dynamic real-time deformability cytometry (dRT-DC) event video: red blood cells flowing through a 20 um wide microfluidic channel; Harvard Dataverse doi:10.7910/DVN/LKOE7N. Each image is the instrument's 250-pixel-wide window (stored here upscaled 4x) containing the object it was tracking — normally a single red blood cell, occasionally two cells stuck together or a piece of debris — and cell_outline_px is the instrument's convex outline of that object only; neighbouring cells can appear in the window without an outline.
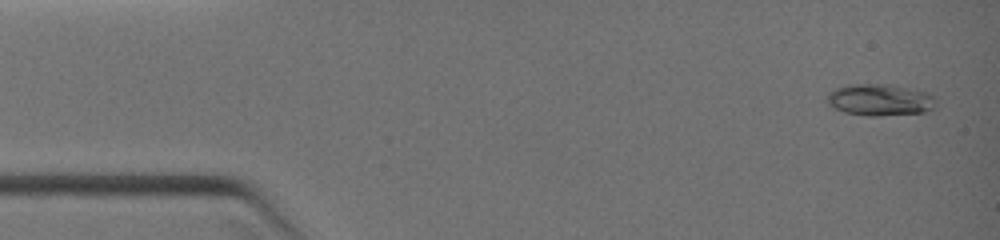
{"species": "common noctule bat (a hibernating species)", "species_latin": "Nyctalus noctula", "temperature_condition": "warm", "stored_images_in_passage": 5, "camera_frame_rate_fps": 3000, "um_per_image_px": 0.085, "animal": {"sex": "female", "body_mass_g": 19.0, "forearm_length_mm": 51.5}, "frame": {"image": 1, "passage_image": 1, "time_ms": 0.0, "image_size_px": [1000, 240], "cell_outline_px": [[936, 108], [924, 112], [876, 116], [868, 116], [844, 112], [832, 108], [828, 104], [828, 92], [844, 84], [892, 84], [928, 92], [936, 96]], "centroid_in_image_um": [74.82, 8.48], "position_along_channel_um": 10.2, "area_um2": 20.52}}
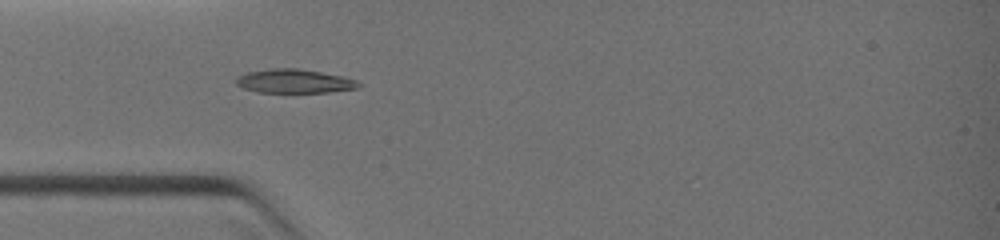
{"frame": {"image": 2, "passage_image": 4, "time_ms": 3.0, "image_size_px": [1000, 240], "cell_outline_px": [[360, 88], [328, 92], [256, 92], [244, 88], [236, 84], [236, 80], [240, 76], [248, 72], [272, 68], [300, 68], [344, 76], [356, 80], [360, 84]], "centroid_in_image_um": [25.06, 6.89], "position_along_channel_um": 59.9, "area_um2": 16.99}}
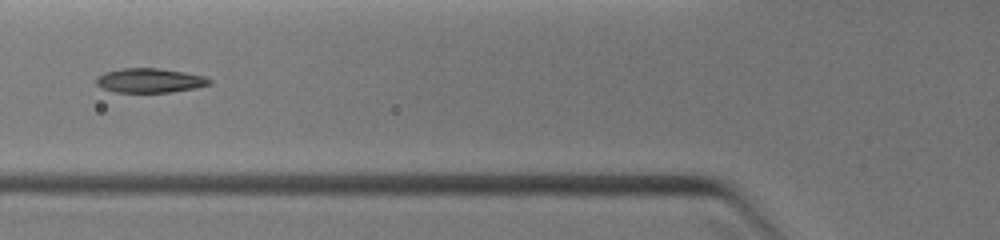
{"frame": {"image": 3, "passage_image": 5, "time_ms": 4.0, "image_size_px": [1000, 240], "cell_outline_px": [[212, 84], [196, 88], [168, 92], [116, 92], [104, 88], [96, 84], [96, 76], [104, 72], [120, 68], [160, 68], [184, 72], [204, 76], [212, 80]], "centroid_in_image_um": [12.74, 6.83], "position_along_channel_um": 113.1, "area_um2": 16.13}}